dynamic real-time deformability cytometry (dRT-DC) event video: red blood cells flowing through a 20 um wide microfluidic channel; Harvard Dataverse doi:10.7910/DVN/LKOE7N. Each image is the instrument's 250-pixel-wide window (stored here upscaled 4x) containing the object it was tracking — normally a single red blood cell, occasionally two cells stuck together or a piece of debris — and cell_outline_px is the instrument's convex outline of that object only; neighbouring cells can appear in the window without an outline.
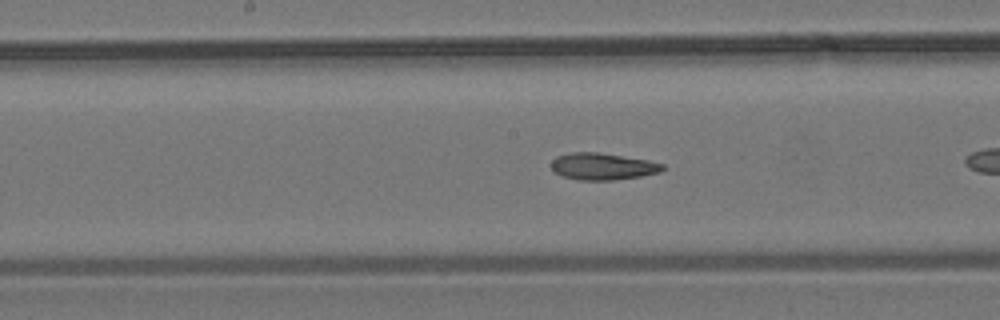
{"species": "common noctule bat (a hibernating species)", "species_latin": "Nyctalus noctula", "temperature_condition": "room temperature", "stored_images_in_passage": 12, "camera_frame_rate_fps": 3000, "um_per_image_px": 0.085, "animal": {"sex": "male", "body_mass_g": 19.2, "forearm_length_mm": 51.8}, "frame": {"image": 1, "passage_image": 6, "time_ms": 1.667, "image_size_px": [1000, 320], "cell_outline_px": [[664, 168], [660, 172], [640, 176], [612, 180], [576, 180], [552, 172], [552, 160], [556, 156], [572, 152], [596, 152], [648, 160], [664, 164]], "centroid_in_image_um": [51.2, 14.15], "position_along_channel_um": 197.0, "area_um2": 17.34}}